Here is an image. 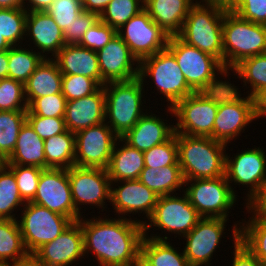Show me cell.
Instances as JSON below:
<instances>
[{
  "label": "cell",
  "instance_id": "1",
  "mask_svg": "<svg viewBox=\"0 0 266 266\" xmlns=\"http://www.w3.org/2000/svg\"><path fill=\"white\" fill-rule=\"evenodd\" d=\"M100 214L101 217L92 215V218L84 215L78 220L85 258L94 254L98 266H134L144 237L143 225L118 216L109 218L110 214L106 217V212Z\"/></svg>",
  "mask_w": 266,
  "mask_h": 266
},
{
  "label": "cell",
  "instance_id": "2",
  "mask_svg": "<svg viewBox=\"0 0 266 266\" xmlns=\"http://www.w3.org/2000/svg\"><path fill=\"white\" fill-rule=\"evenodd\" d=\"M103 87L105 122L121 138L149 111L146 109L148 106L144 105L146 84L137 77L129 81L105 83Z\"/></svg>",
  "mask_w": 266,
  "mask_h": 266
},
{
  "label": "cell",
  "instance_id": "3",
  "mask_svg": "<svg viewBox=\"0 0 266 266\" xmlns=\"http://www.w3.org/2000/svg\"><path fill=\"white\" fill-rule=\"evenodd\" d=\"M178 163L184 180L209 179L225 175L226 148L211 137L176 133Z\"/></svg>",
  "mask_w": 266,
  "mask_h": 266
},
{
  "label": "cell",
  "instance_id": "4",
  "mask_svg": "<svg viewBox=\"0 0 266 266\" xmlns=\"http://www.w3.org/2000/svg\"><path fill=\"white\" fill-rule=\"evenodd\" d=\"M167 48L174 54L187 84L195 92L218 90L229 83L232 74L217 58L186 44L178 36H170Z\"/></svg>",
  "mask_w": 266,
  "mask_h": 266
},
{
  "label": "cell",
  "instance_id": "5",
  "mask_svg": "<svg viewBox=\"0 0 266 266\" xmlns=\"http://www.w3.org/2000/svg\"><path fill=\"white\" fill-rule=\"evenodd\" d=\"M231 82L219 89L218 111L212 132V139L228 146L241 133H245V129L251 126L250 123L258 120L256 99L245 92L240 93V88Z\"/></svg>",
  "mask_w": 266,
  "mask_h": 266
},
{
  "label": "cell",
  "instance_id": "6",
  "mask_svg": "<svg viewBox=\"0 0 266 266\" xmlns=\"http://www.w3.org/2000/svg\"><path fill=\"white\" fill-rule=\"evenodd\" d=\"M201 218L200 214L189 202L184 191L159 196L152 215L143 224L144 236L157 240L173 241L169 237L174 235V238L178 236L180 240L196 226ZM151 229L161 231L160 234L164 232L165 235L162 236L155 230L152 233ZM149 232H151L150 236ZM167 235L170 236L168 237Z\"/></svg>",
  "mask_w": 266,
  "mask_h": 266
},
{
  "label": "cell",
  "instance_id": "7",
  "mask_svg": "<svg viewBox=\"0 0 266 266\" xmlns=\"http://www.w3.org/2000/svg\"><path fill=\"white\" fill-rule=\"evenodd\" d=\"M223 66L230 73L243 59L266 53V25L226 10L223 24Z\"/></svg>",
  "mask_w": 266,
  "mask_h": 266
},
{
  "label": "cell",
  "instance_id": "8",
  "mask_svg": "<svg viewBox=\"0 0 266 266\" xmlns=\"http://www.w3.org/2000/svg\"><path fill=\"white\" fill-rule=\"evenodd\" d=\"M226 9L193 4L177 35L186 44L217 58L223 64V19Z\"/></svg>",
  "mask_w": 266,
  "mask_h": 266
},
{
  "label": "cell",
  "instance_id": "9",
  "mask_svg": "<svg viewBox=\"0 0 266 266\" xmlns=\"http://www.w3.org/2000/svg\"><path fill=\"white\" fill-rule=\"evenodd\" d=\"M139 78L142 83L154 84V90L160 93L166 107H173L178 101L193 94L195 91L187 84V81L177 64L174 54L165 48L156 54L140 61ZM149 78V81L146 79ZM150 78L152 82H150ZM166 99V100H165Z\"/></svg>",
  "mask_w": 266,
  "mask_h": 266
},
{
  "label": "cell",
  "instance_id": "10",
  "mask_svg": "<svg viewBox=\"0 0 266 266\" xmlns=\"http://www.w3.org/2000/svg\"><path fill=\"white\" fill-rule=\"evenodd\" d=\"M219 89L194 92L178 101L173 107H167L166 115L175 117V133L188 136L211 137L214 120L218 111ZM173 115V117H172Z\"/></svg>",
  "mask_w": 266,
  "mask_h": 266
},
{
  "label": "cell",
  "instance_id": "11",
  "mask_svg": "<svg viewBox=\"0 0 266 266\" xmlns=\"http://www.w3.org/2000/svg\"><path fill=\"white\" fill-rule=\"evenodd\" d=\"M238 149L232 157L226 153L225 176L231 185L232 191L237 195L233 185L245 187V204L250 206L266 188V150L263 147ZM233 183V184H232ZM247 188V189H246Z\"/></svg>",
  "mask_w": 266,
  "mask_h": 266
},
{
  "label": "cell",
  "instance_id": "12",
  "mask_svg": "<svg viewBox=\"0 0 266 266\" xmlns=\"http://www.w3.org/2000/svg\"><path fill=\"white\" fill-rule=\"evenodd\" d=\"M186 186V187H185ZM184 192L201 217L229 219L238 196L226 176L184 181Z\"/></svg>",
  "mask_w": 266,
  "mask_h": 266
},
{
  "label": "cell",
  "instance_id": "13",
  "mask_svg": "<svg viewBox=\"0 0 266 266\" xmlns=\"http://www.w3.org/2000/svg\"><path fill=\"white\" fill-rule=\"evenodd\" d=\"M22 209L21 214L17 215V221L29 254H33L43 244L55 240L73 223L70 218L32 202H26Z\"/></svg>",
  "mask_w": 266,
  "mask_h": 266
},
{
  "label": "cell",
  "instance_id": "14",
  "mask_svg": "<svg viewBox=\"0 0 266 266\" xmlns=\"http://www.w3.org/2000/svg\"><path fill=\"white\" fill-rule=\"evenodd\" d=\"M68 178L75 210L81 217L88 206L90 209L98 208V215L108 208L106 203L110 205L111 180L106 169L72 166L68 169Z\"/></svg>",
  "mask_w": 266,
  "mask_h": 266
},
{
  "label": "cell",
  "instance_id": "15",
  "mask_svg": "<svg viewBox=\"0 0 266 266\" xmlns=\"http://www.w3.org/2000/svg\"><path fill=\"white\" fill-rule=\"evenodd\" d=\"M117 34L139 62L167 48L170 38L145 9L122 25Z\"/></svg>",
  "mask_w": 266,
  "mask_h": 266
},
{
  "label": "cell",
  "instance_id": "16",
  "mask_svg": "<svg viewBox=\"0 0 266 266\" xmlns=\"http://www.w3.org/2000/svg\"><path fill=\"white\" fill-rule=\"evenodd\" d=\"M229 219L202 217L196 226L183 236V253L190 266H212L213 255L223 243ZM222 241V243H221Z\"/></svg>",
  "mask_w": 266,
  "mask_h": 266
},
{
  "label": "cell",
  "instance_id": "17",
  "mask_svg": "<svg viewBox=\"0 0 266 266\" xmlns=\"http://www.w3.org/2000/svg\"><path fill=\"white\" fill-rule=\"evenodd\" d=\"M118 139L106 122L76 132L75 166L106 169Z\"/></svg>",
  "mask_w": 266,
  "mask_h": 266
},
{
  "label": "cell",
  "instance_id": "18",
  "mask_svg": "<svg viewBox=\"0 0 266 266\" xmlns=\"http://www.w3.org/2000/svg\"><path fill=\"white\" fill-rule=\"evenodd\" d=\"M157 199L158 196L138 179L111 182L110 205L114 210L112 213L118 217L136 219L143 225L152 215ZM136 214L144 217H138V220L136 216L132 219Z\"/></svg>",
  "mask_w": 266,
  "mask_h": 266
},
{
  "label": "cell",
  "instance_id": "19",
  "mask_svg": "<svg viewBox=\"0 0 266 266\" xmlns=\"http://www.w3.org/2000/svg\"><path fill=\"white\" fill-rule=\"evenodd\" d=\"M31 202L66 216L73 222L81 218L72 200L68 169H43Z\"/></svg>",
  "mask_w": 266,
  "mask_h": 266
},
{
  "label": "cell",
  "instance_id": "20",
  "mask_svg": "<svg viewBox=\"0 0 266 266\" xmlns=\"http://www.w3.org/2000/svg\"><path fill=\"white\" fill-rule=\"evenodd\" d=\"M96 53L101 86L109 82L129 81L139 77L140 62L118 34Z\"/></svg>",
  "mask_w": 266,
  "mask_h": 266
},
{
  "label": "cell",
  "instance_id": "21",
  "mask_svg": "<svg viewBox=\"0 0 266 266\" xmlns=\"http://www.w3.org/2000/svg\"><path fill=\"white\" fill-rule=\"evenodd\" d=\"M33 255L45 266H72L77 261L82 263L85 254L80 223L73 222L55 240L43 244Z\"/></svg>",
  "mask_w": 266,
  "mask_h": 266
},
{
  "label": "cell",
  "instance_id": "22",
  "mask_svg": "<svg viewBox=\"0 0 266 266\" xmlns=\"http://www.w3.org/2000/svg\"><path fill=\"white\" fill-rule=\"evenodd\" d=\"M25 38L28 40H25V46L30 47L33 43L31 48L46 59H53L66 45L64 32L47 12L42 11L27 13Z\"/></svg>",
  "mask_w": 266,
  "mask_h": 266
},
{
  "label": "cell",
  "instance_id": "23",
  "mask_svg": "<svg viewBox=\"0 0 266 266\" xmlns=\"http://www.w3.org/2000/svg\"><path fill=\"white\" fill-rule=\"evenodd\" d=\"M149 112L145 113L139 121L121 139L133 148L145 152L154 146L169 140L175 134V125L163 117L153 113L149 103ZM151 108V109H150ZM151 111V112H150ZM169 122V124L167 123Z\"/></svg>",
  "mask_w": 266,
  "mask_h": 266
},
{
  "label": "cell",
  "instance_id": "24",
  "mask_svg": "<svg viewBox=\"0 0 266 266\" xmlns=\"http://www.w3.org/2000/svg\"><path fill=\"white\" fill-rule=\"evenodd\" d=\"M64 121L67 130L73 133L105 122L104 87L88 96L67 101Z\"/></svg>",
  "mask_w": 266,
  "mask_h": 266
},
{
  "label": "cell",
  "instance_id": "25",
  "mask_svg": "<svg viewBox=\"0 0 266 266\" xmlns=\"http://www.w3.org/2000/svg\"><path fill=\"white\" fill-rule=\"evenodd\" d=\"M63 75H82L101 85L97 53L78 44H66L53 58Z\"/></svg>",
  "mask_w": 266,
  "mask_h": 266
},
{
  "label": "cell",
  "instance_id": "26",
  "mask_svg": "<svg viewBox=\"0 0 266 266\" xmlns=\"http://www.w3.org/2000/svg\"><path fill=\"white\" fill-rule=\"evenodd\" d=\"M193 4L190 0H147L144 9L169 36H177Z\"/></svg>",
  "mask_w": 266,
  "mask_h": 266
},
{
  "label": "cell",
  "instance_id": "27",
  "mask_svg": "<svg viewBox=\"0 0 266 266\" xmlns=\"http://www.w3.org/2000/svg\"><path fill=\"white\" fill-rule=\"evenodd\" d=\"M144 167L143 152L119 138L106 168L111 182L138 179Z\"/></svg>",
  "mask_w": 266,
  "mask_h": 266
},
{
  "label": "cell",
  "instance_id": "28",
  "mask_svg": "<svg viewBox=\"0 0 266 266\" xmlns=\"http://www.w3.org/2000/svg\"><path fill=\"white\" fill-rule=\"evenodd\" d=\"M62 76L56 61L44 58L24 83L28 106L38 97L61 93Z\"/></svg>",
  "mask_w": 266,
  "mask_h": 266
},
{
  "label": "cell",
  "instance_id": "29",
  "mask_svg": "<svg viewBox=\"0 0 266 266\" xmlns=\"http://www.w3.org/2000/svg\"><path fill=\"white\" fill-rule=\"evenodd\" d=\"M6 165L35 166L45 169L44 140L26 121L21 127L16 145Z\"/></svg>",
  "mask_w": 266,
  "mask_h": 266
},
{
  "label": "cell",
  "instance_id": "30",
  "mask_svg": "<svg viewBox=\"0 0 266 266\" xmlns=\"http://www.w3.org/2000/svg\"><path fill=\"white\" fill-rule=\"evenodd\" d=\"M138 180L151 189L158 197L175 194L176 191H184L185 180L180 165H168L161 169L144 167Z\"/></svg>",
  "mask_w": 266,
  "mask_h": 266
},
{
  "label": "cell",
  "instance_id": "31",
  "mask_svg": "<svg viewBox=\"0 0 266 266\" xmlns=\"http://www.w3.org/2000/svg\"><path fill=\"white\" fill-rule=\"evenodd\" d=\"M244 208L250 215L241 220L240 242L266 266V220L251 206Z\"/></svg>",
  "mask_w": 266,
  "mask_h": 266
},
{
  "label": "cell",
  "instance_id": "32",
  "mask_svg": "<svg viewBox=\"0 0 266 266\" xmlns=\"http://www.w3.org/2000/svg\"><path fill=\"white\" fill-rule=\"evenodd\" d=\"M45 169L75 166V133L65 132L44 140Z\"/></svg>",
  "mask_w": 266,
  "mask_h": 266
},
{
  "label": "cell",
  "instance_id": "33",
  "mask_svg": "<svg viewBox=\"0 0 266 266\" xmlns=\"http://www.w3.org/2000/svg\"><path fill=\"white\" fill-rule=\"evenodd\" d=\"M231 71L243 82L244 90L250 88L246 93L251 98L257 99L266 91V53L243 59Z\"/></svg>",
  "mask_w": 266,
  "mask_h": 266
},
{
  "label": "cell",
  "instance_id": "34",
  "mask_svg": "<svg viewBox=\"0 0 266 266\" xmlns=\"http://www.w3.org/2000/svg\"><path fill=\"white\" fill-rule=\"evenodd\" d=\"M174 246L170 240H157L144 236L141 241L140 254L152 266H190L183 250L179 252L180 247Z\"/></svg>",
  "mask_w": 266,
  "mask_h": 266
},
{
  "label": "cell",
  "instance_id": "35",
  "mask_svg": "<svg viewBox=\"0 0 266 266\" xmlns=\"http://www.w3.org/2000/svg\"><path fill=\"white\" fill-rule=\"evenodd\" d=\"M25 203L20 196L14 172L5 163H1L0 219L17 220V212L22 210Z\"/></svg>",
  "mask_w": 266,
  "mask_h": 266
},
{
  "label": "cell",
  "instance_id": "36",
  "mask_svg": "<svg viewBox=\"0 0 266 266\" xmlns=\"http://www.w3.org/2000/svg\"><path fill=\"white\" fill-rule=\"evenodd\" d=\"M28 254L18 221L0 219V261L12 264Z\"/></svg>",
  "mask_w": 266,
  "mask_h": 266
},
{
  "label": "cell",
  "instance_id": "37",
  "mask_svg": "<svg viewBox=\"0 0 266 266\" xmlns=\"http://www.w3.org/2000/svg\"><path fill=\"white\" fill-rule=\"evenodd\" d=\"M44 58L30 47L13 46L8 50V78L25 83Z\"/></svg>",
  "mask_w": 266,
  "mask_h": 266
},
{
  "label": "cell",
  "instance_id": "38",
  "mask_svg": "<svg viewBox=\"0 0 266 266\" xmlns=\"http://www.w3.org/2000/svg\"><path fill=\"white\" fill-rule=\"evenodd\" d=\"M27 111H0V161L4 163L12 154Z\"/></svg>",
  "mask_w": 266,
  "mask_h": 266
},
{
  "label": "cell",
  "instance_id": "39",
  "mask_svg": "<svg viewBox=\"0 0 266 266\" xmlns=\"http://www.w3.org/2000/svg\"><path fill=\"white\" fill-rule=\"evenodd\" d=\"M25 9H0V35L13 46H23L26 40Z\"/></svg>",
  "mask_w": 266,
  "mask_h": 266
},
{
  "label": "cell",
  "instance_id": "40",
  "mask_svg": "<svg viewBox=\"0 0 266 266\" xmlns=\"http://www.w3.org/2000/svg\"><path fill=\"white\" fill-rule=\"evenodd\" d=\"M144 9L141 0H112L99 16V19L118 30L133 16Z\"/></svg>",
  "mask_w": 266,
  "mask_h": 266
},
{
  "label": "cell",
  "instance_id": "41",
  "mask_svg": "<svg viewBox=\"0 0 266 266\" xmlns=\"http://www.w3.org/2000/svg\"><path fill=\"white\" fill-rule=\"evenodd\" d=\"M24 83L12 78L0 79V111H27Z\"/></svg>",
  "mask_w": 266,
  "mask_h": 266
},
{
  "label": "cell",
  "instance_id": "42",
  "mask_svg": "<svg viewBox=\"0 0 266 266\" xmlns=\"http://www.w3.org/2000/svg\"><path fill=\"white\" fill-rule=\"evenodd\" d=\"M145 167L163 168L168 165H179L176 133L166 142L143 152Z\"/></svg>",
  "mask_w": 266,
  "mask_h": 266
},
{
  "label": "cell",
  "instance_id": "43",
  "mask_svg": "<svg viewBox=\"0 0 266 266\" xmlns=\"http://www.w3.org/2000/svg\"><path fill=\"white\" fill-rule=\"evenodd\" d=\"M16 178L21 198L25 202H31L39 184V178L43 169L35 166L7 165Z\"/></svg>",
  "mask_w": 266,
  "mask_h": 266
},
{
  "label": "cell",
  "instance_id": "44",
  "mask_svg": "<svg viewBox=\"0 0 266 266\" xmlns=\"http://www.w3.org/2000/svg\"><path fill=\"white\" fill-rule=\"evenodd\" d=\"M83 11L82 0H55L46 12L64 32Z\"/></svg>",
  "mask_w": 266,
  "mask_h": 266
},
{
  "label": "cell",
  "instance_id": "45",
  "mask_svg": "<svg viewBox=\"0 0 266 266\" xmlns=\"http://www.w3.org/2000/svg\"><path fill=\"white\" fill-rule=\"evenodd\" d=\"M101 85L94 79L82 75H63L62 94L67 101L79 99L96 92Z\"/></svg>",
  "mask_w": 266,
  "mask_h": 266
},
{
  "label": "cell",
  "instance_id": "46",
  "mask_svg": "<svg viewBox=\"0 0 266 266\" xmlns=\"http://www.w3.org/2000/svg\"><path fill=\"white\" fill-rule=\"evenodd\" d=\"M67 100L61 93H56L50 96L36 98L28 109L35 115L41 117H58L64 118Z\"/></svg>",
  "mask_w": 266,
  "mask_h": 266
},
{
  "label": "cell",
  "instance_id": "47",
  "mask_svg": "<svg viewBox=\"0 0 266 266\" xmlns=\"http://www.w3.org/2000/svg\"><path fill=\"white\" fill-rule=\"evenodd\" d=\"M116 34V29L99 19L85 32L78 45L97 52L109 43Z\"/></svg>",
  "mask_w": 266,
  "mask_h": 266
},
{
  "label": "cell",
  "instance_id": "48",
  "mask_svg": "<svg viewBox=\"0 0 266 266\" xmlns=\"http://www.w3.org/2000/svg\"><path fill=\"white\" fill-rule=\"evenodd\" d=\"M26 121L43 140L67 130L64 118L37 116L29 109L27 110Z\"/></svg>",
  "mask_w": 266,
  "mask_h": 266
},
{
  "label": "cell",
  "instance_id": "49",
  "mask_svg": "<svg viewBox=\"0 0 266 266\" xmlns=\"http://www.w3.org/2000/svg\"><path fill=\"white\" fill-rule=\"evenodd\" d=\"M240 225L241 221H236L233 223L232 227V266H265L260 262L241 242H240Z\"/></svg>",
  "mask_w": 266,
  "mask_h": 266
},
{
  "label": "cell",
  "instance_id": "50",
  "mask_svg": "<svg viewBox=\"0 0 266 266\" xmlns=\"http://www.w3.org/2000/svg\"><path fill=\"white\" fill-rule=\"evenodd\" d=\"M231 10L245 20L266 25V0H236Z\"/></svg>",
  "mask_w": 266,
  "mask_h": 266
},
{
  "label": "cell",
  "instance_id": "51",
  "mask_svg": "<svg viewBox=\"0 0 266 266\" xmlns=\"http://www.w3.org/2000/svg\"><path fill=\"white\" fill-rule=\"evenodd\" d=\"M99 20V16L93 12L82 11L70 28L64 31L66 44H79L85 32Z\"/></svg>",
  "mask_w": 266,
  "mask_h": 266
},
{
  "label": "cell",
  "instance_id": "52",
  "mask_svg": "<svg viewBox=\"0 0 266 266\" xmlns=\"http://www.w3.org/2000/svg\"><path fill=\"white\" fill-rule=\"evenodd\" d=\"M111 1L112 0H82L83 10L93 12L100 16Z\"/></svg>",
  "mask_w": 266,
  "mask_h": 266
},
{
  "label": "cell",
  "instance_id": "53",
  "mask_svg": "<svg viewBox=\"0 0 266 266\" xmlns=\"http://www.w3.org/2000/svg\"><path fill=\"white\" fill-rule=\"evenodd\" d=\"M54 1L55 0H25V10L27 12H32V11L46 12V10L50 7V5Z\"/></svg>",
  "mask_w": 266,
  "mask_h": 266
},
{
  "label": "cell",
  "instance_id": "54",
  "mask_svg": "<svg viewBox=\"0 0 266 266\" xmlns=\"http://www.w3.org/2000/svg\"><path fill=\"white\" fill-rule=\"evenodd\" d=\"M263 219L266 220V188L263 193L250 205Z\"/></svg>",
  "mask_w": 266,
  "mask_h": 266
},
{
  "label": "cell",
  "instance_id": "55",
  "mask_svg": "<svg viewBox=\"0 0 266 266\" xmlns=\"http://www.w3.org/2000/svg\"><path fill=\"white\" fill-rule=\"evenodd\" d=\"M11 266H45L33 254H28L26 257L11 264Z\"/></svg>",
  "mask_w": 266,
  "mask_h": 266
},
{
  "label": "cell",
  "instance_id": "56",
  "mask_svg": "<svg viewBox=\"0 0 266 266\" xmlns=\"http://www.w3.org/2000/svg\"><path fill=\"white\" fill-rule=\"evenodd\" d=\"M236 0H201L203 5H215L226 10H231L235 5Z\"/></svg>",
  "mask_w": 266,
  "mask_h": 266
},
{
  "label": "cell",
  "instance_id": "57",
  "mask_svg": "<svg viewBox=\"0 0 266 266\" xmlns=\"http://www.w3.org/2000/svg\"><path fill=\"white\" fill-rule=\"evenodd\" d=\"M0 9H25V0H0Z\"/></svg>",
  "mask_w": 266,
  "mask_h": 266
},
{
  "label": "cell",
  "instance_id": "58",
  "mask_svg": "<svg viewBox=\"0 0 266 266\" xmlns=\"http://www.w3.org/2000/svg\"><path fill=\"white\" fill-rule=\"evenodd\" d=\"M256 107L258 120L266 117V91L256 99Z\"/></svg>",
  "mask_w": 266,
  "mask_h": 266
},
{
  "label": "cell",
  "instance_id": "59",
  "mask_svg": "<svg viewBox=\"0 0 266 266\" xmlns=\"http://www.w3.org/2000/svg\"><path fill=\"white\" fill-rule=\"evenodd\" d=\"M8 50L0 51V79L8 77Z\"/></svg>",
  "mask_w": 266,
  "mask_h": 266
},
{
  "label": "cell",
  "instance_id": "60",
  "mask_svg": "<svg viewBox=\"0 0 266 266\" xmlns=\"http://www.w3.org/2000/svg\"><path fill=\"white\" fill-rule=\"evenodd\" d=\"M134 266H152L141 254L138 256Z\"/></svg>",
  "mask_w": 266,
  "mask_h": 266
},
{
  "label": "cell",
  "instance_id": "61",
  "mask_svg": "<svg viewBox=\"0 0 266 266\" xmlns=\"http://www.w3.org/2000/svg\"><path fill=\"white\" fill-rule=\"evenodd\" d=\"M12 46L0 35V51L9 50Z\"/></svg>",
  "mask_w": 266,
  "mask_h": 266
},
{
  "label": "cell",
  "instance_id": "62",
  "mask_svg": "<svg viewBox=\"0 0 266 266\" xmlns=\"http://www.w3.org/2000/svg\"><path fill=\"white\" fill-rule=\"evenodd\" d=\"M0 266H11L10 263L0 261Z\"/></svg>",
  "mask_w": 266,
  "mask_h": 266
},
{
  "label": "cell",
  "instance_id": "63",
  "mask_svg": "<svg viewBox=\"0 0 266 266\" xmlns=\"http://www.w3.org/2000/svg\"><path fill=\"white\" fill-rule=\"evenodd\" d=\"M190 1H192L194 4H196V3L201 4V0H199V1L198 0H190Z\"/></svg>",
  "mask_w": 266,
  "mask_h": 266
}]
</instances>
